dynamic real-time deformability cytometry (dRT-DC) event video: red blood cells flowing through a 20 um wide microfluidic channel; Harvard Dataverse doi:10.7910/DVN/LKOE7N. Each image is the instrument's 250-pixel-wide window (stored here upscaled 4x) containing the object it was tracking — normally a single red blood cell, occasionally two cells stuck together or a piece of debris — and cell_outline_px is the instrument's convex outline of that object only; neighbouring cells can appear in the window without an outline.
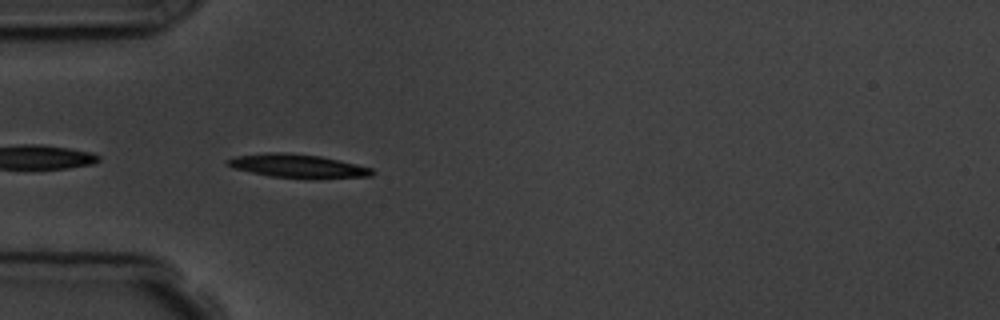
{"species": "common noctule bat (a hibernating species)", "species_latin": "Nyctalus noctula", "temperature_condition": "room temperature", "stored_images_in_passage": 6, "camera_frame_rate_fps": 3000, "um_per_image_px": 0.085, "animal": {"sex": "male", "body_mass_g": 19.5, "forearm_length_mm": 54.6}, "frame": {"image": 1, "passage_image": 5, "time_ms": 4.667, "image_size_px": [1000, 320], "cell_outline_px": [[376, 172], [372, 176], [316, 180], [304, 180], [272, 176], [232, 168], [224, 164], [224, 160], [236, 156], [264, 152], [284, 152], [320, 156], [340, 160], [372, 168]], "centroid_in_image_um": [25.33, 14.13], "position_along_channel_um": 59.7, "area_um2": 20.58}}